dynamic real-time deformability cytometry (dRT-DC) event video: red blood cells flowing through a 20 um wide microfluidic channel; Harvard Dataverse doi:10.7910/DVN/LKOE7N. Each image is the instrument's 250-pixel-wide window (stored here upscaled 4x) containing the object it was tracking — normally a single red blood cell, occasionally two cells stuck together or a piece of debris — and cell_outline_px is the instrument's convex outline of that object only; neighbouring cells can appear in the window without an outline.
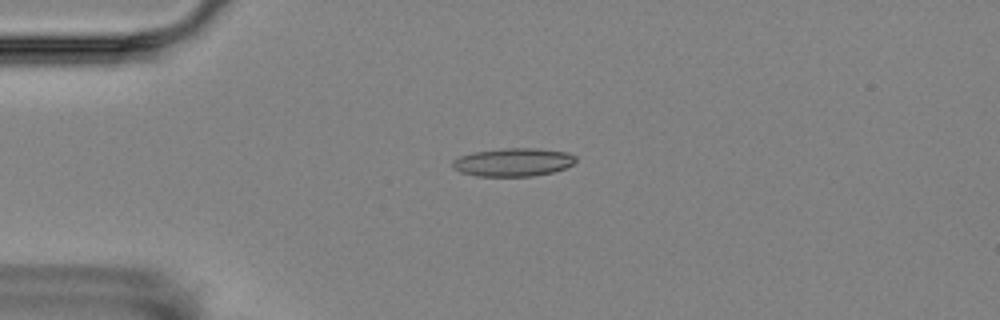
{"species": "Egyptian fruit bat (a non-hibernating species)", "species_latin": "Rousettus aegyptiacus", "temperature_condition": "room temperature", "stored_images_in_passage": 14, "camera_frame_rate_fps": 3000, "um_per_image_px": 0.085, "animal": {"sex": "female"}, "frame": {"image": 1, "passage_image": 3, "time_ms": 2.0, "image_size_px": [1000, 320], "cell_outline_px": [[576, 160], [572, 164], [564, 168], [552, 172], [532, 176], [476, 176], [460, 172], [452, 168], [452, 160], [460, 156], [472, 152], [504, 148], [540, 148], [568, 152], [576, 156]], "centroid_in_image_um": [43.6, 13.78], "position_along_channel_um": 41.4, "area_um2": 20.4}}
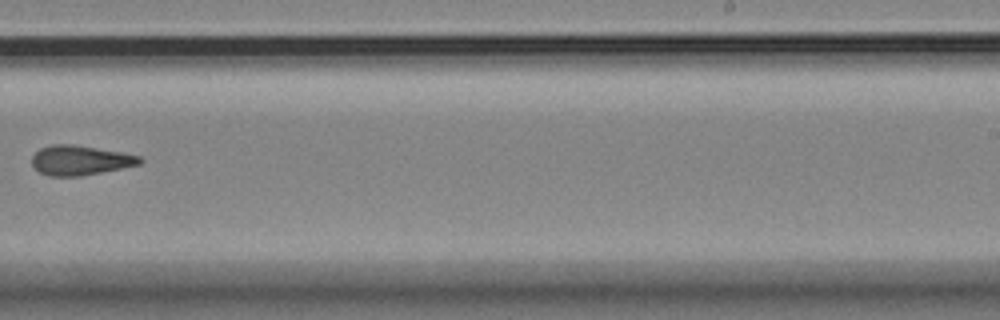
{"frame": {"image": 2, "passage_image": 9, "time_ms": 9.333, "image_size_px": [1000, 320], "cell_outline_px": [[144, 160], [140, 164], [80, 176], [48, 176], [40, 172], [32, 164], [32, 156], [40, 148], [52, 144], [72, 144], [124, 152], [140, 156]], "centroid_in_image_um": [6.82, 13.61], "position_along_channel_um": 282.2, "area_um2": 18.61}}
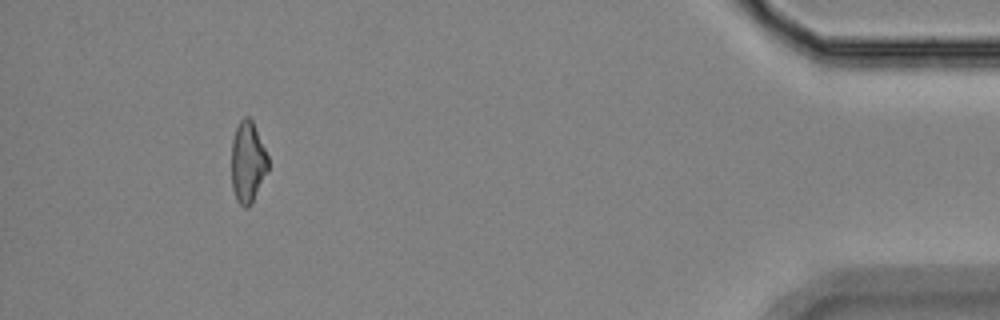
{"frame": {"image": 3, "passage_image": 13, "time_ms": 14.667, "image_size_px": [1000, 320], "cell_outline_px": [[268, 172], [252, 204], [248, 208], [244, 208], [236, 200], [232, 188], [232, 140], [236, 128], [240, 120], [244, 116], [248, 116], [252, 120], [268, 156]], "centroid_in_image_um": [21.07, 13.82], "position_along_channel_um": 414.1, "area_um2": 17.51}, "authors_computed_cell_mechanics": {"area_um2": 18.6405, "velocity_mm_per_s": 3.6137, "shape_relaxation_time_tau1_ms": 5.882, "shape_relaxation_time_tau2_ms": 2.6623, "deformation_change_tau1": 0.1451, "deformation_change_tau2": 0.1143}}